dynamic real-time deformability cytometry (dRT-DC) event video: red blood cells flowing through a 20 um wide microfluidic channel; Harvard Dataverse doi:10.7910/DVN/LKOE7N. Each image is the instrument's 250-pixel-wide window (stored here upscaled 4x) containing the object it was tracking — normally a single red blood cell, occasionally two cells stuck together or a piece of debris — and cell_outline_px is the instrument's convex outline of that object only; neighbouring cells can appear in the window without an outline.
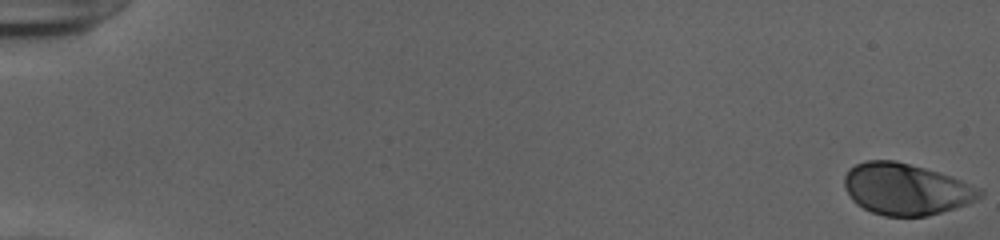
{"species": "human", "species_latin": "Homo sapiens", "temperature_condition": "cold", "stored_images_in_passage": 54, "camera_frame_rate_fps": 3000, "um_per_image_px": 0.085, "donor": {"sex": "female"}, "frame": {"image": 1, "passage_image": 1, "time_ms": 0.0, "image_size_px": [1000, 240], "cell_outline_px": [[984, 192], [976, 200], [968, 204], [956, 208], [928, 216], [884, 216], [872, 212], [856, 204], [852, 200], [844, 188], [844, 176], [848, 168], [864, 160], [896, 160], [924, 168], [960, 180], [980, 188]], "centroid_in_image_um": [76.97, 16.08], "position_along_channel_um": 8.0, "area_um2": 40.63}}
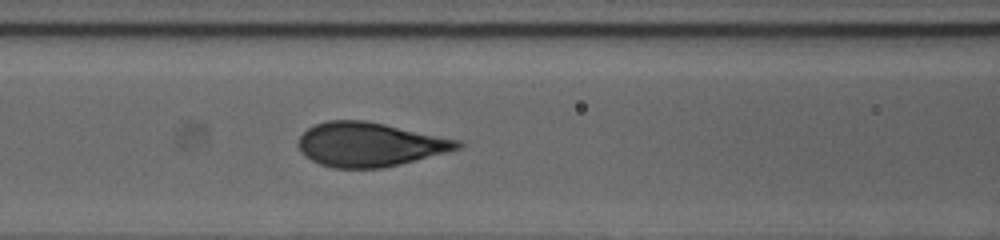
{"frame": {"image": 2, "passage_image": 25, "time_ms": 8.0, "image_size_px": [1000, 240], "cell_outline_px": [[464, 144], [460, 148], [448, 152], [400, 164], [380, 168], [332, 168], [320, 164], [312, 160], [300, 152], [296, 144], [296, 140], [308, 128], [316, 124], [328, 120], [364, 120], [384, 124], [460, 140]], "centroid_in_image_um": [31.39, 12.28], "position_along_channel_um": 135.2, "area_um2": 40.92}}
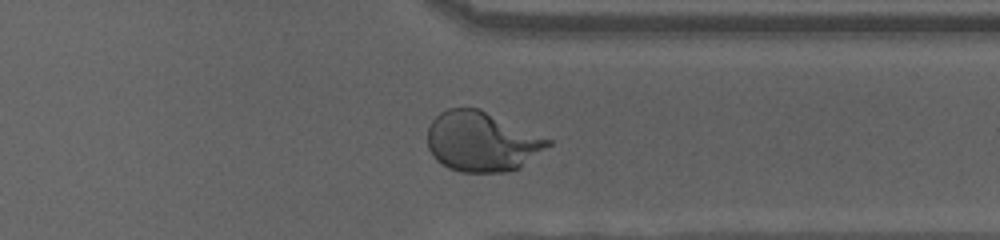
{"frame": {"image": 3, "passage_image": 43, "time_ms": 14.0, "image_size_px": [1000, 240], "cell_outline_px": [[552, 144], [520, 168], [504, 172], [460, 172], [448, 168], [436, 160], [432, 156], [428, 148], [428, 128], [432, 120], [440, 112], [448, 108], [480, 108], [552, 140]], "centroid_in_image_um": [40.94, 12.04], "position_along_channel_um": 370.5, "area_um2": 42.19}, "authors_computed_cell_mechanics": {"area_um2": 40.8935, "velocity_mm_per_s": 3.9242, "shape_relaxation_time_tau1_ms": 5.805, "shape_relaxation_time_tau2_ms": null, "deformation_change_tau1": 0.2384, "deformation_change_tau2": null}}